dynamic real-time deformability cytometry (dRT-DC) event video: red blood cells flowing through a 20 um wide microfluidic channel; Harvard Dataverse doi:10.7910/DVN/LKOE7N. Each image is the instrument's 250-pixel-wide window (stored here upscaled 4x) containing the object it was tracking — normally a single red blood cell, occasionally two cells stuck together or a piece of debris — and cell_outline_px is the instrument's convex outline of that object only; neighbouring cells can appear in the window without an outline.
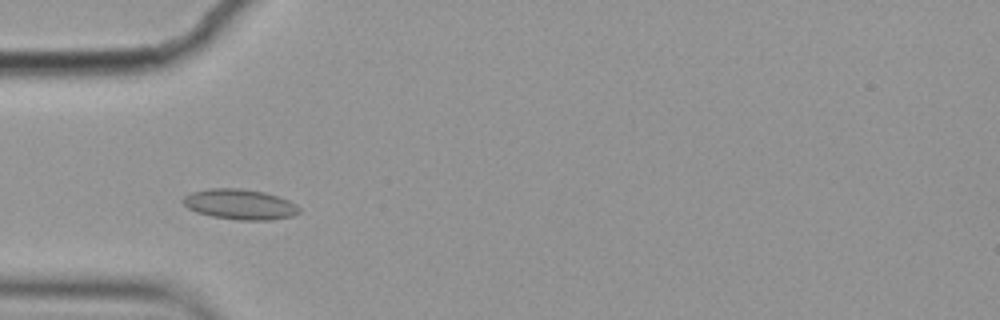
{"species": "common noctule bat (a hibernating species)", "species_latin": "Nyctalus noctula", "temperature_condition": "cold", "stored_images_in_passage": 3, "camera_frame_rate_fps": 3000, "um_per_image_px": 0.085, "animal": {"sex": "female", "body_mass_g": 19.9}, "frame": {"image": 1, "passage_image": 3, "time_ms": 0.667, "image_size_px": [1000, 320], "cell_outline_px": [[300, 212], [292, 216], [272, 220], [236, 220], [212, 216], [196, 212], [188, 208], [180, 200], [184, 196], [192, 192], [208, 188], [240, 188], [264, 192], [288, 200], [296, 204], [300, 208]], "centroid_in_image_um": [20.38, 17.37], "position_along_channel_um": 64.6, "area_um2": 20.63}}